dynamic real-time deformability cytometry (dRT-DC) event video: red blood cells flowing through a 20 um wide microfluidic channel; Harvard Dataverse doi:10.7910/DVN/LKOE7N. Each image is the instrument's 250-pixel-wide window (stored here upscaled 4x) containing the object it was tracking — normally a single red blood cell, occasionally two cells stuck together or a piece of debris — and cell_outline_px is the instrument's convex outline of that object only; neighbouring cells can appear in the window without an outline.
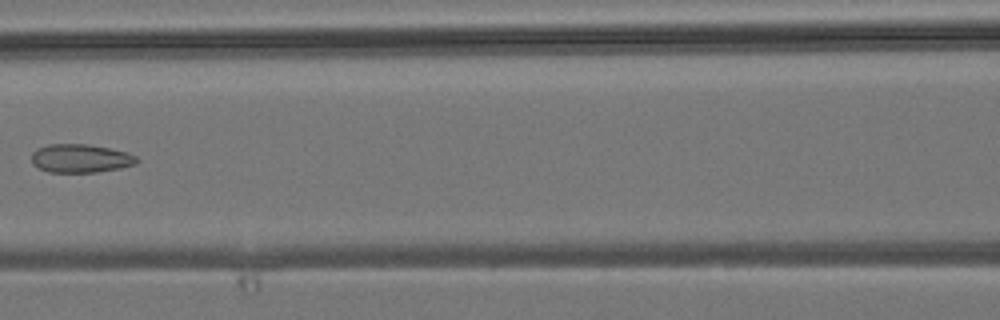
{"species": "common noctule bat (a hibernating species)", "species_latin": "Nyctalus noctula", "temperature_condition": "room temperature", "stored_images_in_passage": 6, "camera_frame_rate_fps": 3000, "um_per_image_px": 0.085, "animal": {"sex": "male", "body_mass_g": 19.2, "forearm_length_mm": 51.8}, "frame": {"image": 1, "passage_image": 6, "time_ms": 6.667, "image_size_px": [1000, 320], "cell_outline_px": [[140, 160], [136, 164], [120, 168], [96, 172], [48, 172], [36, 168], [32, 164], [32, 152], [36, 148], [48, 144], [88, 144], [112, 148], [128, 152], [136, 156]], "centroid_in_image_um": [6.84, 13.46], "position_along_channel_um": 159.8, "area_um2": 17.8}}